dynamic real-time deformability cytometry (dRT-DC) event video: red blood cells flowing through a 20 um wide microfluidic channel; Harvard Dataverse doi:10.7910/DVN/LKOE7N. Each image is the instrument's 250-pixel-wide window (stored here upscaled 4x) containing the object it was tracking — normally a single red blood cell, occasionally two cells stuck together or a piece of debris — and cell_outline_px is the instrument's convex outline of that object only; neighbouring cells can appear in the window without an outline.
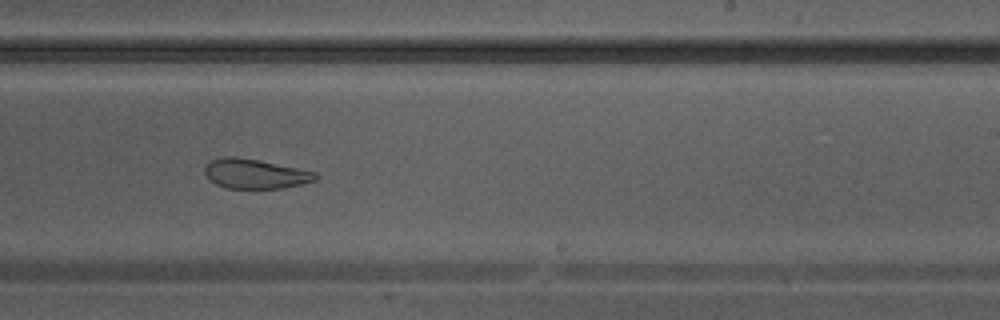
{"species": "Egyptian fruit bat (a non-hibernating species)", "species_latin": "Rousettus aegyptiacus", "temperature_condition": "warm", "stored_images_in_passage": 39, "camera_frame_rate_fps": 3000, "um_per_image_px": 0.085, "animal": {"sex": "male"}, "frame": {"image": 1, "passage_image": 23, "time_ms": 7.333, "image_size_px": [1000, 320], "cell_outline_px": [[320, 176], [316, 180], [284, 188], [228, 188], [216, 184], [204, 172], [204, 168], [208, 160], [220, 156], [236, 156], [260, 160], [316, 172]], "centroid_in_image_um": [21.67, 14.75], "position_along_channel_um": 267.3, "area_um2": 19.25}}